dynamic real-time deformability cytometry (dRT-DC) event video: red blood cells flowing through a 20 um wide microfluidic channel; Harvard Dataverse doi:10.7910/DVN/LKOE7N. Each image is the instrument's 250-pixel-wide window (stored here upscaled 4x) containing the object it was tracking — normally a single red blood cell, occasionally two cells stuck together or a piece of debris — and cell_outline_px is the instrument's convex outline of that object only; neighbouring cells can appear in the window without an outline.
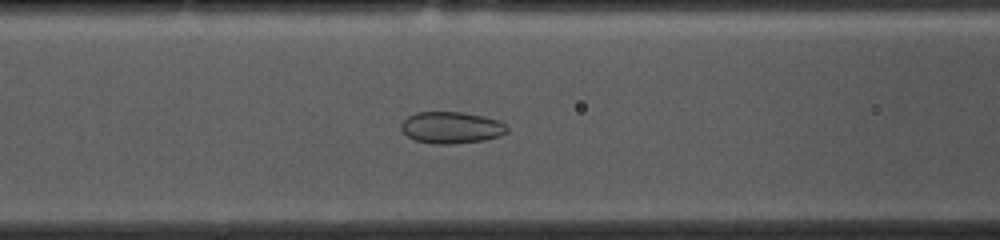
{"species": "common noctule bat (a hibernating species)", "species_latin": "Nyctalus noctula", "temperature_condition": "cold", "stored_images_in_passage": 54, "camera_frame_rate_fps": 3000, "um_per_image_px": 0.085, "animal": {"sex": "female", "body_mass_g": 10.0, "forearm_length_mm": 53.1}, "frame": {"image": 1, "passage_image": 20, "time_ms": 6.333, "image_size_px": [1000, 240], "cell_outline_px": [[508, 132], [500, 136], [484, 140], [448, 144], [436, 144], [416, 140], [408, 136], [400, 128], [400, 124], [408, 116], [416, 112], [464, 112], [484, 116], [496, 120], [504, 124], [508, 128]], "centroid_in_image_um": [38.36, 10.83], "position_along_channel_um": 128.2, "area_um2": 19.48}}
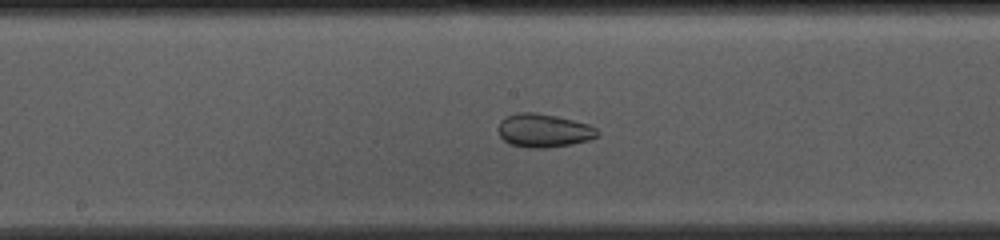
{"frame": {"image": 2, "passage_image": 26, "time_ms": 8.333, "image_size_px": [1000, 240], "cell_outline_px": [[600, 136], [588, 140], [572, 144], [548, 148], [528, 148], [508, 144], [500, 136], [500, 120], [516, 112], [536, 112], [556, 116], [588, 124], [596, 128], [600, 132]], "centroid_in_image_um": [46.24, 11.1], "position_along_channel_um": 202.0, "area_um2": 19.42}}
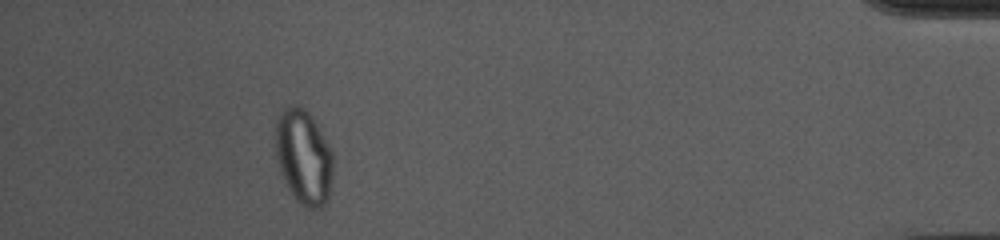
{"frame": {"image": 3, "passage_image": 48, "time_ms": 15.667, "image_size_px": [1000, 240], "cell_outline_px": [[332, 176], [328, 200], [324, 208], [308, 208], [300, 204], [292, 196], [280, 172], [276, 160], [276, 116], [284, 108], [292, 104], [300, 104], [308, 112], [320, 128], [332, 152]], "centroid_in_image_um": [25.8, 13.33], "position_along_channel_um": 409.4, "area_um2": 32.19}, "authors_computed_cell_mechanics": {"area_um2": 25.4609, "velocity_mm_per_s": 3.6839, "shape_relaxation_time_tau1_ms": null, "shape_relaxation_time_tau2_ms": 1.5636, "deformation_change_tau1": null, "deformation_change_tau2": 0.0528}}